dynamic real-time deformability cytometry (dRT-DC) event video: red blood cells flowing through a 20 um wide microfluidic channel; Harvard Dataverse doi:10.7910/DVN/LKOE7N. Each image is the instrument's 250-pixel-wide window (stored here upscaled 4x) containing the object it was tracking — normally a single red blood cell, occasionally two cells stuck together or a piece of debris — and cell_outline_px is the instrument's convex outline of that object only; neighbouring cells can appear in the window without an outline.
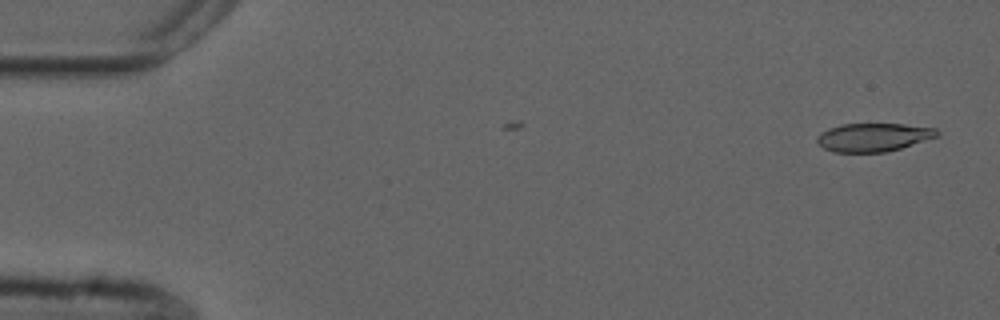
{"species": "common noctule bat (a hibernating species)", "species_latin": "Nyctalus noctula", "temperature_condition": "cold", "stored_images_in_passage": 3, "camera_frame_rate_fps": 3000, "um_per_image_px": 0.085, "animal": {"sex": "male", "forearm_length_mm": 52.5}, "frame": {"image": 1, "passage_image": 1, "time_ms": 0.0, "image_size_px": [1000, 320], "cell_outline_px": [[940, 132], [936, 136], [888, 152], [832, 152], [824, 148], [816, 140], [816, 136], [820, 132], [828, 128], [840, 124], [904, 124], [936, 128]], "centroid_in_image_um": [74.19, 11.66], "position_along_channel_um": 10.8, "area_um2": 19.77}}